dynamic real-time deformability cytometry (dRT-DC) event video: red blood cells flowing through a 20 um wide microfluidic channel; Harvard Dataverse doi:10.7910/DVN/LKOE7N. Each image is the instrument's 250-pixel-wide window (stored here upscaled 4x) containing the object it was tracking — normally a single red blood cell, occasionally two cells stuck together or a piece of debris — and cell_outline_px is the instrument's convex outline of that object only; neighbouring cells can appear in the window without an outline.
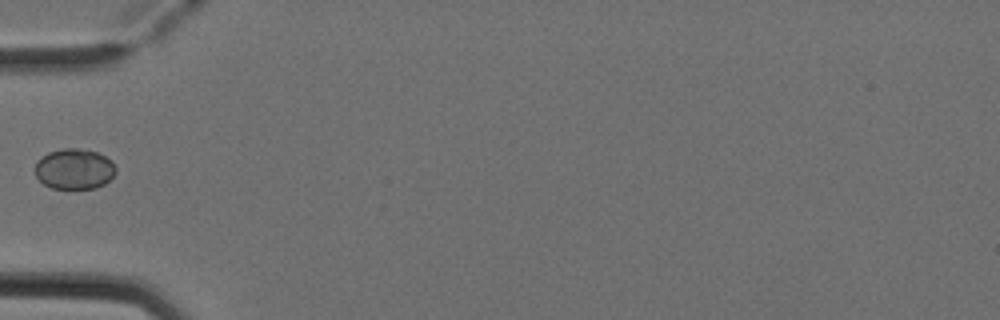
{"species": "Egyptian fruit bat (a non-hibernating species)", "species_latin": "Rousettus aegyptiacus", "temperature_condition": "cold", "stored_images_in_passage": 6, "camera_frame_rate_fps": 3000, "um_per_image_px": 0.085, "animal": {"sex": "female"}, "frame": {"image": 1, "passage_image": 6, "time_ms": 1.667, "image_size_px": [1000, 320], "cell_outline_px": [[116, 172], [104, 184], [96, 188], [52, 188], [44, 184], [36, 176], [36, 160], [48, 152], [64, 148], [76, 148], [96, 152], [112, 160], [116, 168]], "centroid_in_image_um": [6.32, 14.35], "position_along_channel_um": 78.7, "area_um2": 18.96}}